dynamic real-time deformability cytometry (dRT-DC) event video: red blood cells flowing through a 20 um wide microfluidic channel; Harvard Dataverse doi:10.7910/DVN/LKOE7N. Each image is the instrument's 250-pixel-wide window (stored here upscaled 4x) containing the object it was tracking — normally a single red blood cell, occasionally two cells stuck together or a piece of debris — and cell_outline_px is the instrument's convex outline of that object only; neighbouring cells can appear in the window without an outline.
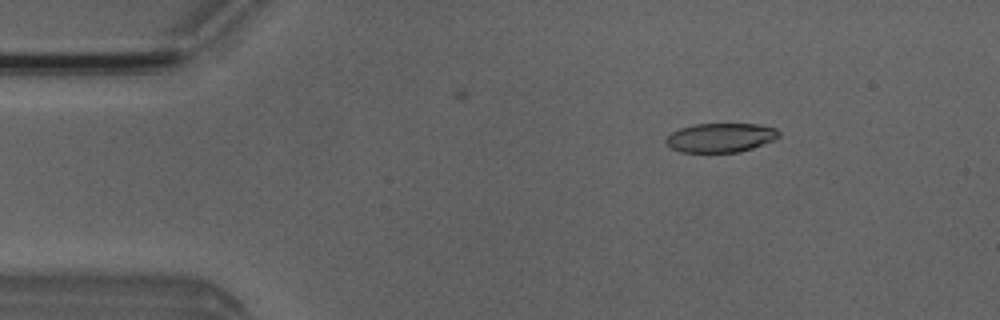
{"species": "Egyptian fruit bat (a non-hibernating species)", "species_latin": "Rousettus aegyptiacus", "temperature_condition": "room temperature", "stored_images_in_passage": 3, "camera_frame_rate_fps": 3000, "um_per_image_px": 0.085, "animal": {"sex": "male"}, "frame": {"image": 1, "passage_image": 1, "time_ms": 0.0, "image_size_px": [1000, 320], "cell_outline_px": [[780, 136], [776, 140], [740, 152], [680, 152], [672, 148], [664, 140], [672, 132], [680, 128], [696, 124], [760, 124], [776, 128], [780, 132]], "centroid_in_image_um": [61.3, 11.7], "position_along_channel_um": 23.7, "area_um2": 19.25}}